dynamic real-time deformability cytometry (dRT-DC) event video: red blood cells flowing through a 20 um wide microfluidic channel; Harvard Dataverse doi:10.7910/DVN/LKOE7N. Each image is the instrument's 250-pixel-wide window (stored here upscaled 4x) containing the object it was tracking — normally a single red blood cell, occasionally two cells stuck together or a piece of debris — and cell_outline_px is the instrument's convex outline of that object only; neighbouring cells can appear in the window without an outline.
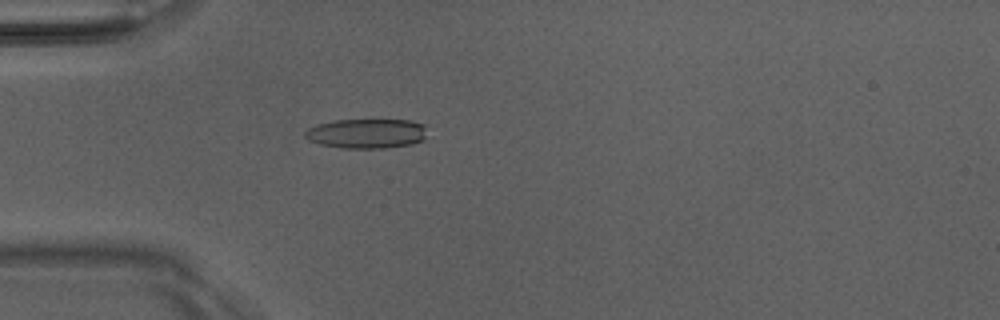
{"species": "Egyptian fruit bat (a non-hibernating species)", "species_latin": "Rousettus aegyptiacus", "temperature_condition": "room temperature", "stored_images_in_passage": 50, "camera_frame_rate_fps": 3000, "um_per_image_px": 0.085, "animal": {"sex": "male"}, "frame": {"image": 1, "passage_image": 14, "time_ms": 4.333, "image_size_px": [1000, 320], "cell_outline_px": [[424, 140], [412, 144], [384, 148], [344, 148], [320, 144], [308, 140], [304, 136], [304, 132], [308, 128], [316, 124], [336, 120], [408, 120], [424, 124]], "centroid_in_image_um": [31.13, 11.35], "position_along_channel_um": 53.9, "area_um2": 21.04}}
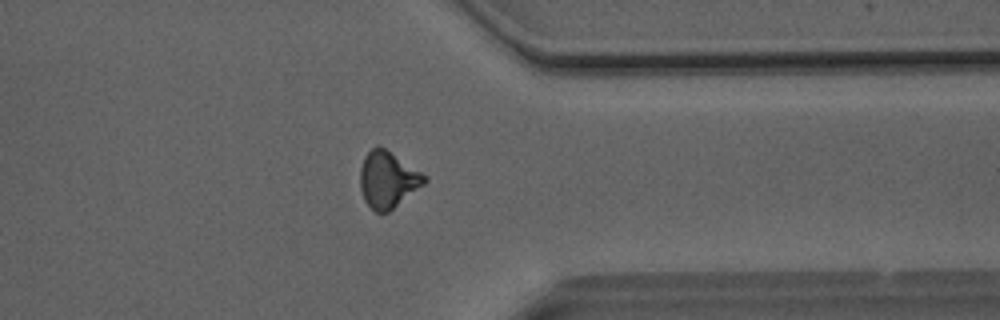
{"frame": {"image": 2, "passage_image": 39, "time_ms": 12.667, "image_size_px": [1000, 320], "cell_outline_px": [[428, 180], [424, 184], [388, 212], [376, 212], [364, 200], [360, 188], [360, 168], [364, 156], [376, 144], [384, 148], [428, 176]], "centroid_in_image_um": [32.95, 15.25], "position_along_channel_um": 378.4, "area_um2": 20.98}}
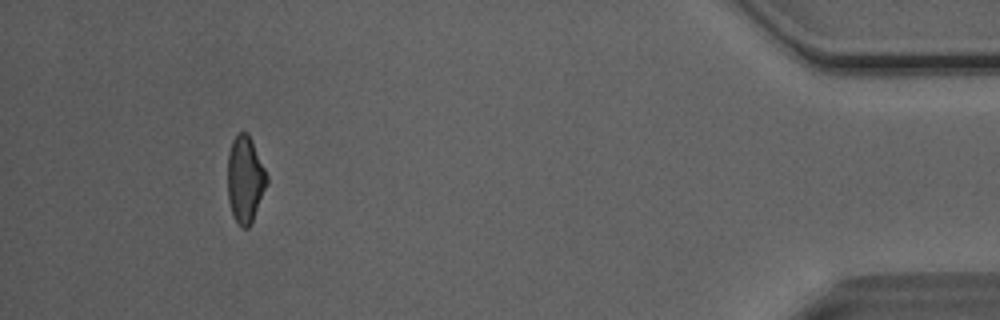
{"frame": {"image": 3, "passage_image": 46, "time_ms": 15.0, "image_size_px": [1000, 320], "cell_outline_px": [[268, 184], [252, 220], [248, 228], [240, 228], [232, 212], [228, 200], [228, 152], [232, 140], [236, 132], [248, 132], [252, 140], [268, 176]], "centroid_in_image_um": [20.84, 15.21], "position_along_channel_um": 414.4, "area_um2": 19.88}, "authors_computed_cell_mechanics": {"area_um2": 20.9236, "velocity_mm_per_s": 4.0796, "shape_relaxation_time_tau1_ms": 6.4863, "shape_relaxation_time_tau2_ms": 2.3764, "deformation_change_tau1": 0.183, "deformation_change_tau2": 0.0966}}